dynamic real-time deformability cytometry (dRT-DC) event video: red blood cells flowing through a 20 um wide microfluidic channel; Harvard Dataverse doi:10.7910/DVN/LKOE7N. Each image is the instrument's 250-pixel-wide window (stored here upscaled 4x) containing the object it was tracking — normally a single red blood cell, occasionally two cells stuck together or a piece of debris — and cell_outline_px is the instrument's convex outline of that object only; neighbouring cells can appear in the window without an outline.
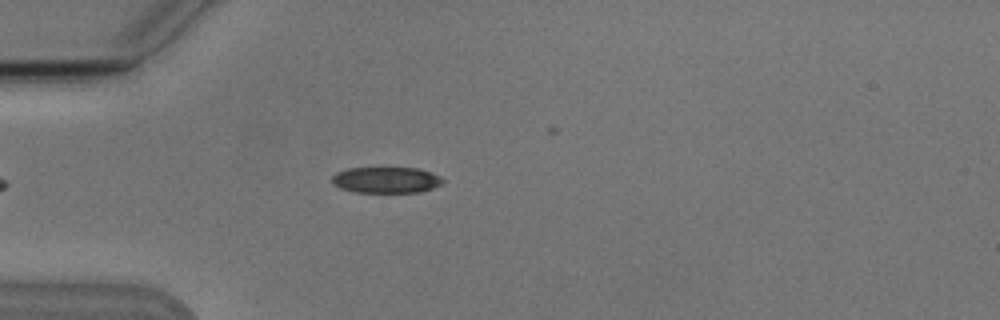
{"species": "Egyptian fruit bat (a non-hibernating species)", "species_latin": "Rousettus aegyptiacus", "temperature_condition": "cold", "stored_images_in_passage": 2, "camera_frame_rate_fps": 3000, "um_per_image_px": 0.085, "animal": {"sex": "male"}, "frame": {"image": 1, "passage_image": 2, "time_ms": 1.0, "image_size_px": [1000, 320], "cell_outline_px": [[444, 180], [440, 184], [432, 188], [420, 192], [356, 192], [340, 188], [332, 184], [332, 176], [336, 172], [348, 168], [416, 168], [440, 176]], "centroid_in_image_um": [32.78, 15.3], "position_along_channel_um": 52.2, "area_um2": 16.7}}